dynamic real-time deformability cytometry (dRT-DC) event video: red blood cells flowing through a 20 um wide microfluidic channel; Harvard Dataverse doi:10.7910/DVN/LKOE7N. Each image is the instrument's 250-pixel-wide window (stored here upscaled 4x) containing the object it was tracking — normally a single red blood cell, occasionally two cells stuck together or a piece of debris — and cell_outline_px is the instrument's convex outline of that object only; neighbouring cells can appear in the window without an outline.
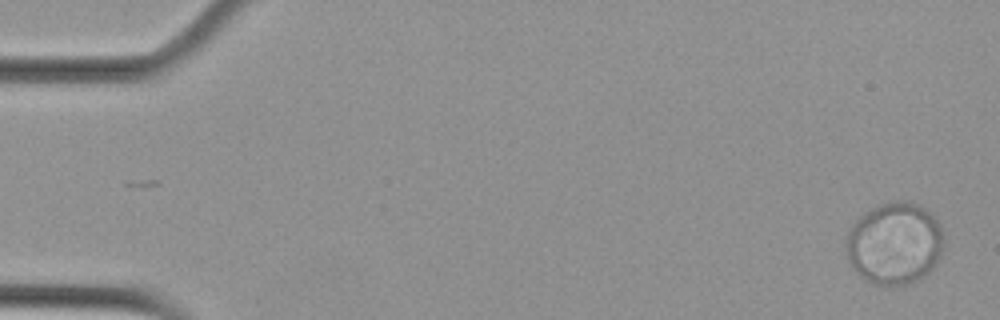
{"species": "Egyptian fruit bat (a non-hibernating species)", "species_latin": "Rousettus aegyptiacus", "temperature_condition": "cold", "stored_images_in_passage": 2, "camera_frame_rate_fps": 3000, "um_per_image_px": 0.085, "animal": {"sex": "female"}, "frame": {"image": 1, "passage_image": 2, "time_ms": 0.333, "image_size_px": [1000, 320], "cell_outline_px": [[944, 248], [936, 264], [932, 268], [916, 280], [908, 284], [872, 284], [860, 276], [852, 268], [848, 260], [844, 244], [848, 232], [852, 224], [860, 216], [872, 208], [880, 204], [896, 200], [908, 200], [924, 208], [940, 224], [944, 240]], "centroid_in_image_um": [76.02, 20.68], "position_along_channel_um": 9.0, "area_um2": 46.82}}